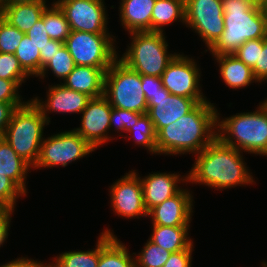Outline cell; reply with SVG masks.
<instances>
[{
  "mask_svg": "<svg viewBox=\"0 0 267 267\" xmlns=\"http://www.w3.org/2000/svg\"><path fill=\"white\" fill-rule=\"evenodd\" d=\"M209 100L156 134L157 154L200 153L217 137V109Z\"/></svg>",
  "mask_w": 267,
  "mask_h": 267,
  "instance_id": "1",
  "label": "cell"
},
{
  "mask_svg": "<svg viewBox=\"0 0 267 267\" xmlns=\"http://www.w3.org/2000/svg\"><path fill=\"white\" fill-rule=\"evenodd\" d=\"M238 149L222 143L217 137L200 153L187 174L188 182L214 189H227L255 181Z\"/></svg>",
  "mask_w": 267,
  "mask_h": 267,
  "instance_id": "2",
  "label": "cell"
},
{
  "mask_svg": "<svg viewBox=\"0 0 267 267\" xmlns=\"http://www.w3.org/2000/svg\"><path fill=\"white\" fill-rule=\"evenodd\" d=\"M224 31L209 49L212 56L233 54L242 44L267 36L261 7L247 0H222Z\"/></svg>",
  "mask_w": 267,
  "mask_h": 267,
  "instance_id": "3",
  "label": "cell"
},
{
  "mask_svg": "<svg viewBox=\"0 0 267 267\" xmlns=\"http://www.w3.org/2000/svg\"><path fill=\"white\" fill-rule=\"evenodd\" d=\"M219 115L217 110V138L222 143L240 152L267 156V111L261 104L253 112L237 113L221 121Z\"/></svg>",
  "mask_w": 267,
  "mask_h": 267,
  "instance_id": "4",
  "label": "cell"
},
{
  "mask_svg": "<svg viewBox=\"0 0 267 267\" xmlns=\"http://www.w3.org/2000/svg\"><path fill=\"white\" fill-rule=\"evenodd\" d=\"M45 125L49 124L39 108L28 100L15 109L6 127L3 138L31 167L38 161Z\"/></svg>",
  "mask_w": 267,
  "mask_h": 267,
  "instance_id": "5",
  "label": "cell"
},
{
  "mask_svg": "<svg viewBox=\"0 0 267 267\" xmlns=\"http://www.w3.org/2000/svg\"><path fill=\"white\" fill-rule=\"evenodd\" d=\"M165 33L132 32L131 44L126 52L117 57L126 66L144 76L161 77L177 53L167 51Z\"/></svg>",
  "mask_w": 267,
  "mask_h": 267,
  "instance_id": "6",
  "label": "cell"
},
{
  "mask_svg": "<svg viewBox=\"0 0 267 267\" xmlns=\"http://www.w3.org/2000/svg\"><path fill=\"white\" fill-rule=\"evenodd\" d=\"M103 96L112 107L142 114L148 112L141 75L118 58L105 73Z\"/></svg>",
  "mask_w": 267,
  "mask_h": 267,
  "instance_id": "7",
  "label": "cell"
},
{
  "mask_svg": "<svg viewBox=\"0 0 267 267\" xmlns=\"http://www.w3.org/2000/svg\"><path fill=\"white\" fill-rule=\"evenodd\" d=\"M110 34L70 31L65 41L75 65L110 68L117 59L115 39Z\"/></svg>",
  "mask_w": 267,
  "mask_h": 267,
  "instance_id": "8",
  "label": "cell"
},
{
  "mask_svg": "<svg viewBox=\"0 0 267 267\" xmlns=\"http://www.w3.org/2000/svg\"><path fill=\"white\" fill-rule=\"evenodd\" d=\"M93 148L74 129L43 138L38 161L33 168L66 167L72 161L79 160L93 152Z\"/></svg>",
  "mask_w": 267,
  "mask_h": 267,
  "instance_id": "9",
  "label": "cell"
},
{
  "mask_svg": "<svg viewBox=\"0 0 267 267\" xmlns=\"http://www.w3.org/2000/svg\"><path fill=\"white\" fill-rule=\"evenodd\" d=\"M185 25L198 33L209 50L224 31L222 0H185Z\"/></svg>",
  "mask_w": 267,
  "mask_h": 267,
  "instance_id": "10",
  "label": "cell"
},
{
  "mask_svg": "<svg viewBox=\"0 0 267 267\" xmlns=\"http://www.w3.org/2000/svg\"><path fill=\"white\" fill-rule=\"evenodd\" d=\"M194 59L177 54L161 75L163 87L173 95L195 99L198 103L207 101L200 90L201 71Z\"/></svg>",
  "mask_w": 267,
  "mask_h": 267,
  "instance_id": "11",
  "label": "cell"
},
{
  "mask_svg": "<svg viewBox=\"0 0 267 267\" xmlns=\"http://www.w3.org/2000/svg\"><path fill=\"white\" fill-rule=\"evenodd\" d=\"M71 31L110 34L104 0H57Z\"/></svg>",
  "mask_w": 267,
  "mask_h": 267,
  "instance_id": "12",
  "label": "cell"
},
{
  "mask_svg": "<svg viewBox=\"0 0 267 267\" xmlns=\"http://www.w3.org/2000/svg\"><path fill=\"white\" fill-rule=\"evenodd\" d=\"M129 171L110 186V202L113 211L121 217L130 218L148 216L143 200L140 177Z\"/></svg>",
  "mask_w": 267,
  "mask_h": 267,
  "instance_id": "13",
  "label": "cell"
},
{
  "mask_svg": "<svg viewBox=\"0 0 267 267\" xmlns=\"http://www.w3.org/2000/svg\"><path fill=\"white\" fill-rule=\"evenodd\" d=\"M111 111L112 106L104 96L91 98L81 112V126L74 130L97 149L112 138L108 135Z\"/></svg>",
  "mask_w": 267,
  "mask_h": 267,
  "instance_id": "14",
  "label": "cell"
},
{
  "mask_svg": "<svg viewBox=\"0 0 267 267\" xmlns=\"http://www.w3.org/2000/svg\"><path fill=\"white\" fill-rule=\"evenodd\" d=\"M199 103L195 99L161 92L147 102L148 112L156 134L183 115L192 111Z\"/></svg>",
  "mask_w": 267,
  "mask_h": 267,
  "instance_id": "15",
  "label": "cell"
},
{
  "mask_svg": "<svg viewBox=\"0 0 267 267\" xmlns=\"http://www.w3.org/2000/svg\"><path fill=\"white\" fill-rule=\"evenodd\" d=\"M193 195L189 190L181 189L176 195L164 200L148 212L152 225L190 226Z\"/></svg>",
  "mask_w": 267,
  "mask_h": 267,
  "instance_id": "16",
  "label": "cell"
},
{
  "mask_svg": "<svg viewBox=\"0 0 267 267\" xmlns=\"http://www.w3.org/2000/svg\"><path fill=\"white\" fill-rule=\"evenodd\" d=\"M47 99L42 101L35 97L32 102L39 108L47 123L50 117L47 113H81L91 99L84 93L66 88L62 83L51 85L48 88ZM50 111V112H49Z\"/></svg>",
  "mask_w": 267,
  "mask_h": 267,
  "instance_id": "17",
  "label": "cell"
},
{
  "mask_svg": "<svg viewBox=\"0 0 267 267\" xmlns=\"http://www.w3.org/2000/svg\"><path fill=\"white\" fill-rule=\"evenodd\" d=\"M182 177V178H181ZM174 173L155 172L141 179L143 200L146 210L149 212L153 207L161 204L164 200L176 195L182 188L178 187L181 181L187 182L185 175ZM178 183V184H177Z\"/></svg>",
  "mask_w": 267,
  "mask_h": 267,
  "instance_id": "18",
  "label": "cell"
},
{
  "mask_svg": "<svg viewBox=\"0 0 267 267\" xmlns=\"http://www.w3.org/2000/svg\"><path fill=\"white\" fill-rule=\"evenodd\" d=\"M108 69L75 65L62 84L90 98H98L104 94L105 73Z\"/></svg>",
  "mask_w": 267,
  "mask_h": 267,
  "instance_id": "19",
  "label": "cell"
},
{
  "mask_svg": "<svg viewBox=\"0 0 267 267\" xmlns=\"http://www.w3.org/2000/svg\"><path fill=\"white\" fill-rule=\"evenodd\" d=\"M156 0H123L119 6L122 26L132 32H152V11Z\"/></svg>",
  "mask_w": 267,
  "mask_h": 267,
  "instance_id": "20",
  "label": "cell"
},
{
  "mask_svg": "<svg viewBox=\"0 0 267 267\" xmlns=\"http://www.w3.org/2000/svg\"><path fill=\"white\" fill-rule=\"evenodd\" d=\"M47 7L46 0L0 5V16L10 25L26 34L42 18L43 12Z\"/></svg>",
  "mask_w": 267,
  "mask_h": 267,
  "instance_id": "21",
  "label": "cell"
},
{
  "mask_svg": "<svg viewBox=\"0 0 267 267\" xmlns=\"http://www.w3.org/2000/svg\"><path fill=\"white\" fill-rule=\"evenodd\" d=\"M127 246L106 229L99 236V262L97 267H136L135 258Z\"/></svg>",
  "mask_w": 267,
  "mask_h": 267,
  "instance_id": "22",
  "label": "cell"
},
{
  "mask_svg": "<svg viewBox=\"0 0 267 267\" xmlns=\"http://www.w3.org/2000/svg\"><path fill=\"white\" fill-rule=\"evenodd\" d=\"M215 57L219 63L220 75L226 85L232 89H240L258 81L255 79L252 69L245 65L233 54H223Z\"/></svg>",
  "mask_w": 267,
  "mask_h": 267,
  "instance_id": "23",
  "label": "cell"
},
{
  "mask_svg": "<svg viewBox=\"0 0 267 267\" xmlns=\"http://www.w3.org/2000/svg\"><path fill=\"white\" fill-rule=\"evenodd\" d=\"M31 166L24 161L8 142L0 137V172L10 178L25 194L26 176Z\"/></svg>",
  "mask_w": 267,
  "mask_h": 267,
  "instance_id": "24",
  "label": "cell"
},
{
  "mask_svg": "<svg viewBox=\"0 0 267 267\" xmlns=\"http://www.w3.org/2000/svg\"><path fill=\"white\" fill-rule=\"evenodd\" d=\"M189 227L153 225V232L149 240L169 252H179L193 244V241L188 237Z\"/></svg>",
  "mask_w": 267,
  "mask_h": 267,
  "instance_id": "25",
  "label": "cell"
},
{
  "mask_svg": "<svg viewBox=\"0 0 267 267\" xmlns=\"http://www.w3.org/2000/svg\"><path fill=\"white\" fill-rule=\"evenodd\" d=\"M177 20L185 23V0H156L152 11V32L163 33V26Z\"/></svg>",
  "mask_w": 267,
  "mask_h": 267,
  "instance_id": "26",
  "label": "cell"
},
{
  "mask_svg": "<svg viewBox=\"0 0 267 267\" xmlns=\"http://www.w3.org/2000/svg\"><path fill=\"white\" fill-rule=\"evenodd\" d=\"M51 5L44 10V26L50 39L65 43L71 31L69 22L55 2Z\"/></svg>",
  "mask_w": 267,
  "mask_h": 267,
  "instance_id": "27",
  "label": "cell"
},
{
  "mask_svg": "<svg viewBox=\"0 0 267 267\" xmlns=\"http://www.w3.org/2000/svg\"><path fill=\"white\" fill-rule=\"evenodd\" d=\"M55 267H97L99 262V239L96 248L90 251H68L53 258Z\"/></svg>",
  "mask_w": 267,
  "mask_h": 267,
  "instance_id": "28",
  "label": "cell"
},
{
  "mask_svg": "<svg viewBox=\"0 0 267 267\" xmlns=\"http://www.w3.org/2000/svg\"><path fill=\"white\" fill-rule=\"evenodd\" d=\"M14 55L22 68L31 76H38L41 72V55L37 46L25 35Z\"/></svg>",
  "mask_w": 267,
  "mask_h": 267,
  "instance_id": "29",
  "label": "cell"
},
{
  "mask_svg": "<svg viewBox=\"0 0 267 267\" xmlns=\"http://www.w3.org/2000/svg\"><path fill=\"white\" fill-rule=\"evenodd\" d=\"M127 133L132 134L129 139H131L132 136L135 140L134 143L148 149L147 151L152 154H157L156 132L153 122L147 113L143 114L137 120L136 124L130 127V130Z\"/></svg>",
  "mask_w": 267,
  "mask_h": 267,
  "instance_id": "30",
  "label": "cell"
},
{
  "mask_svg": "<svg viewBox=\"0 0 267 267\" xmlns=\"http://www.w3.org/2000/svg\"><path fill=\"white\" fill-rule=\"evenodd\" d=\"M74 67L75 63L73 61V57L70 55L68 48L64 45L59 51L55 52V54L51 57V61L42 68L37 77L44 79L46 73L50 69L56 77L64 81L65 78L73 71Z\"/></svg>",
  "mask_w": 267,
  "mask_h": 267,
  "instance_id": "31",
  "label": "cell"
},
{
  "mask_svg": "<svg viewBox=\"0 0 267 267\" xmlns=\"http://www.w3.org/2000/svg\"><path fill=\"white\" fill-rule=\"evenodd\" d=\"M171 253L148 239L143 250L135 257V265L136 267H163Z\"/></svg>",
  "mask_w": 267,
  "mask_h": 267,
  "instance_id": "32",
  "label": "cell"
},
{
  "mask_svg": "<svg viewBox=\"0 0 267 267\" xmlns=\"http://www.w3.org/2000/svg\"><path fill=\"white\" fill-rule=\"evenodd\" d=\"M29 76L13 53L0 52V79L25 81Z\"/></svg>",
  "mask_w": 267,
  "mask_h": 267,
  "instance_id": "33",
  "label": "cell"
},
{
  "mask_svg": "<svg viewBox=\"0 0 267 267\" xmlns=\"http://www.w3.org/2000/svg\"><path fill=\"white\" fill-rule=\"evenodd\" d=\"M24 36L25 33L0 16V52L14 54Z\"/></svg>",
  "mask_w": 267,
  "mask_h": 267,
  "instance_id": "34",
  "label": "cell"
},
{
  "mask_svg": "<svg viewBox=\"0 0 267 267\" xmlns=\"http://www.w3.org/2000/svg\"><path fill=\"white\" fill-rule=\"evenodd\" d=\"M26 194L7 176L0 172V207L14 212L16 199Z\"/></svg>",
  "mask_w": 267,
  "mask_h": 267,
  "instance_id": "35",
  "label": "cell"
},
{
  "mask_svg": "<svg viewBox=\"0 0 267 267\" xmlns=\"http://www.w3.org/2000/svg\"><path fill=\"white\" fill-rule=\"evenodd\" d=\"M142 115V113L112 107L110 130L115 126L114 129L117 132H128L130 127L134 126Z\"/></svg>",
  "mask_w": 267,
  "mask_h": 267,
  "instance_id": "36",
  "label": "cell"
},
{
  "mask_svg": "<svg viewBox=\"0 0 267 267\" xmlns=\"http://www.w3.org/2000/svg\"><path fill=\"white\" fill-rule=\"evenodd\" d=\"M259 49H263V39H252L242 44L233 55L253 69L258 61Z\"/></svg>",
  "mask_w": 267,
  "mask_h": 267,
  "instance_id": "37",
  "label": "cell"
},
{
  "mask_svg": "<svg viewBox=\"0 0 267 267\" xmlns=\"http://www.w3.org/2000/svg\"><path fill=\"white\" fill-rule=\"evenodd\" d=\"M24 82L0 79V102L11 103L16 108L22 106L25 102L20 98L18 89H20V85L22 86Z\"/></svg>",
  "mask_w": 267,
  "mask_h": 267,
  "instance_id": "38",
  "label": "cell"
},
{
  "mask_svg": "<svg viewBox=\"0 0 267 267\" xmlns=\"http://www.w3.org/2000/svg\"><path fill=\"white\" fill-rule=\"evenodd\" d=\"M25 35L37 46L39 51L43 50L49 44L51 39L44 26V12L42 18Z\"/></svg>",
  "mask_w": 267,
  "mask_h": 267,
  "instance_id": "39",
  "label": "cell"
},
{
  "mask_svg": "<svg viewBox=\"0 0 267 267\" xmlns=\"http://www.w3.org/2000/svg\"><path fill=\"white\" fill-rule=\"evenodd\" d=\"M142 89L147 102L161 92H168L162 84L161 77L141 75Z\"/></svg>",
  "mask_w": 267,
  "mask_h": 267,
  "instance_id": "40",
  "label": "cell"
},
{
  "mask_svg": "<svg viewBox=\"0 0 267 267\" xmlns=\"http://www.w3.org/2000/svg\"><path fill=\"white\" fill-rule=\"evenodd\" d=\"M193 248L194 246L192 244L185 250L171 253L163 267H191Z\"/></svg>",
  "mask_w": 267,
  "mask_h": 267,
  "instance_id": "41",
  "label": "cell"
},
{
  "mask_svg": "<svg viewBox=\"0 0 267 267\" xmlns=\"http://www.w3.org/2000/svg\"><path fill=\"white\" fill-rule=\"evenodd\" d=\"M252 72L260 84L264 80L267 81V36L263 38V49H259L258 61Z\"/></svg>",
  "mask_w": 267,
  "mask_h": 267,
  "instance_id": "42",
  "label": "cell"
},
{
  "mask_svg": "<svg viewBox=\"0 0 267 267\" xmlns=\"http://www.w3.org/2000/svg\"><path fill=\"white\" fill-rule=\"evenodd\" d=\"M16 107L11 103L0 102V137H3Z\"/></svg>",
  "mask_w": 267,
  "mask_h": 267,
  "instance_id": "43",
  "label": "cell"
},
{
  "mask_svg": "<svg viewBox=\"0 0 267 267\" xmlns=\"http://www.w3.org/2000/svg\"><path fill=\"white\" fill-rule=\"evenodd\" d=\"M13 213L0 207V247L7 240Z\"/></svg>",
  "mask_w": 267,
  "mask_h": 267,
  "instance_id": "44",
  "label": "cell"
},
{
  "mask_svg": "<svg viewBox=\"0 0 267 267\" xmlns=\"http://www.w3.org/2000/svg\"><path fill=\"white\" fill-rule=\"evenodd\" d=\"M65 44L61 41L52 40L47 44L43 50L40 51L41 55V70L42 68L51 61V57L56 51H59Z\"/></svg>",
  "mask_w": 267,
  "mask_h": 267,
  "instance_id": "45",
  "label": "cell"
},
{
  "mask_svg": "<svg viewBox=\"0 0 267 267\" xmlns=\"http://www.w3.org/2000/svg\"><path fill=\"white\" fill-rule=\"evenodd\" d=\"M37 263V260L28 259L27 257H19L6 264L0 265V267H34Z\"/></svg>",
  "mask_w": 267,
  "mask_h": 267,
  "instance_id": "46",
  "label": "cell"
},
{
  "mask_svg": "<svg viewBox=\"0 0 267 267\" xmlns=\"http://www.w3.org/2000/svg\"><path fill=\"white\" fill-rule=\"evenodd\" d=\"M38 0H0V5H13L17 3H31Z\"/></svg>",
  "mask_w": 267,
  "mask_h": 267,
  "instance_id": "47",
  "label": "cell"
},
{
  "mask_svg": "<svg viewBox=\"0 0 267 267\" xmlns=\"http://www.w3.org/2000/svg\"><path fill=\"white\" fill-rule=\"evenodd\" d=\"M261 10L266 22V27H267V0H265V2L263 3V5L261 6Z\"/></svg>",
  "mask_w": 267,
  "mask_h": 267,
  "instance_id": "48",
  "label": "cell"
},
{
  "mask_svg": "<svg viewBox=\"0 0 267 267\" xmlns=\"http://www.w3.org/2000/svg\"><path fill=\"white\" fill-rule=\"evenodd\" d=\"M247 1L251 2L254 6L258 7H261L265 2V0H247Z\"/></svg>",
  "mask_w": 267,
  "mask_h": 267,
  "instance_id": "49",
  "label": "cell"
},
{
  "mask_svg": "<svg viewBox=\"0 0 267 267\" xmlns=\"http://www.w3.org/2000/svg\"><path fill=\"white\" fill-rule=\"evenodd\" d=\"M34 267H55L52 263L50 264H44L43 262L39 261Z\"/></svg>",
  "mask_w": 267,
  "mask_h": 267,
  "instance_id": "50",
  "label": "cell"
},
{
  "mask_svg": "<svg viewBox=\"0 0 267 267\" xmlns=\"http://www.w3.org/2000/svg\"><path fill=\"white\" fill-rule=\"evenodd\" d=\"M261 105L265 108V110L267 111V99L265 101H263V103L261 102Z\"/></svg>",
  "mask_w": 267,
  "mask_h": 267,
  "instance_id": "51",
  "label": "cell"
},
{
  "mask_svg": "<svg viewBox=\"0 0 267 267\" xmlns=\"http://www.w3.org/2000/svg\"><path fill=\"white\" fill-rule=\"evenodd\" d=\"M262 266H263V267H267V262H263V263H262Z\"/></svg>",
  "mask_w": 267,
  "mask_h": 267,
  "instance_id": "52",
  "label": "cell"
}]
</instances>
